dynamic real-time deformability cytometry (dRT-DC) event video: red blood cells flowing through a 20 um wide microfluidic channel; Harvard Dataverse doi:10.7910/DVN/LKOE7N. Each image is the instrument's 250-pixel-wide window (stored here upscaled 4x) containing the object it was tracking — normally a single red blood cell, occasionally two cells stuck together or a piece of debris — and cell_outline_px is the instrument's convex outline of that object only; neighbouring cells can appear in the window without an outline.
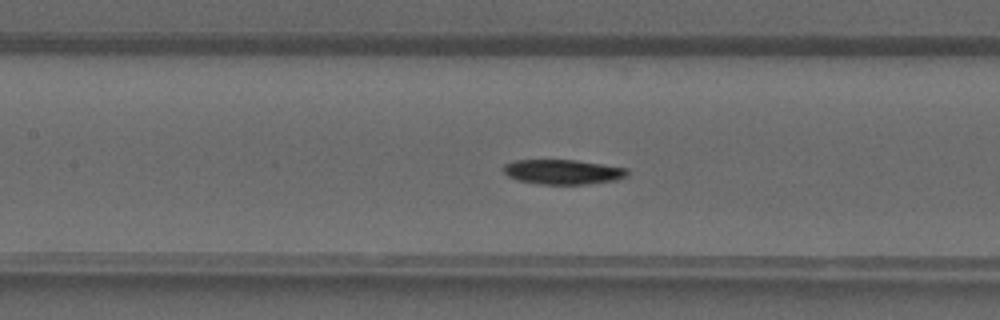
{"species": "common noctule bat (a hibernating species)", "species_latin": "Nyctalus noctula", "temperature_condition": "warm", "stored_images_in_passage": 42, "camera_frame_rate_fps": 3000, "um_per_image_px": 0.085, "animal": {"sex": "male", "forearm_length_mm": 52.5}, "frame": {"image": 1, "passage_image": 19, "time_ms": 6.0, "image_size_px": [1000, 320], "cell_outline_px": [[628, 176], [616, 180], [588, 184], [540, 184], [520, 180], [508, 176], [504, 172], [504, 164], [516, 160], [576, 160], [628, 168]], "centroid_in_image_um": [47.89, 14.61], "position_along_channel_um": 159.5, "area_um2": 17.8}}
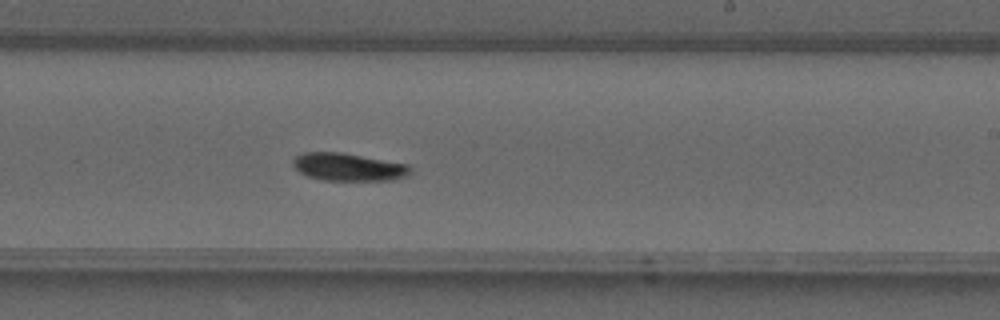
{"frame": {"image": 2, "passage_image": 25, "time_ms": 8.0, "image_size_px": [1000, 320], "cell_outline_px": [[412, 168], [408, 176], [392, 180], [324, 180], [308, 176], [300, 172], [292, 164], [292, 160], [296, 156], [304, 152], [340, 152], [408, 164]], "centroid_in_image_um": [29.62, 14.19], "position_along_channel_um": 259.4, "area_um2": 18.9}}
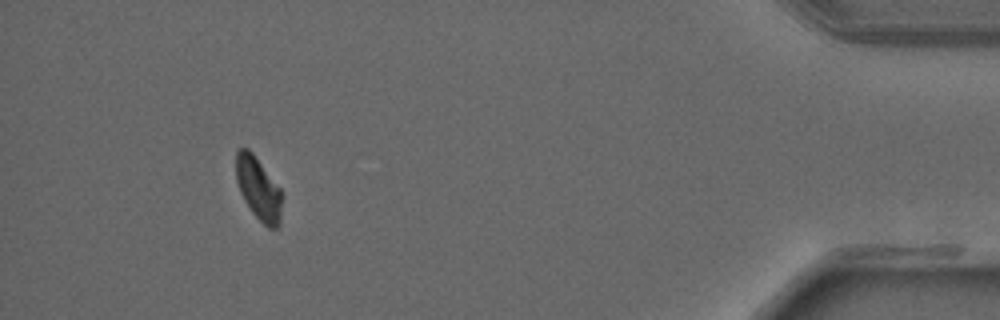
{"frame": {"image": 3, "passage_image": 38, "time_ms": 12.333, "image_size_px": [1000, 320], "cell_outline_px": [[280, 224], [276, 228], [268, 228], [252, 212], [244, 200], [240, 192], [236, 180], [236, 152], [240, 148], [248, 148], [252, 152], [280, 188]], "centroid_in_image_um": [21.93, 16.01], "position_along_channel_um": 413.3, "area_um2": 16.47}}